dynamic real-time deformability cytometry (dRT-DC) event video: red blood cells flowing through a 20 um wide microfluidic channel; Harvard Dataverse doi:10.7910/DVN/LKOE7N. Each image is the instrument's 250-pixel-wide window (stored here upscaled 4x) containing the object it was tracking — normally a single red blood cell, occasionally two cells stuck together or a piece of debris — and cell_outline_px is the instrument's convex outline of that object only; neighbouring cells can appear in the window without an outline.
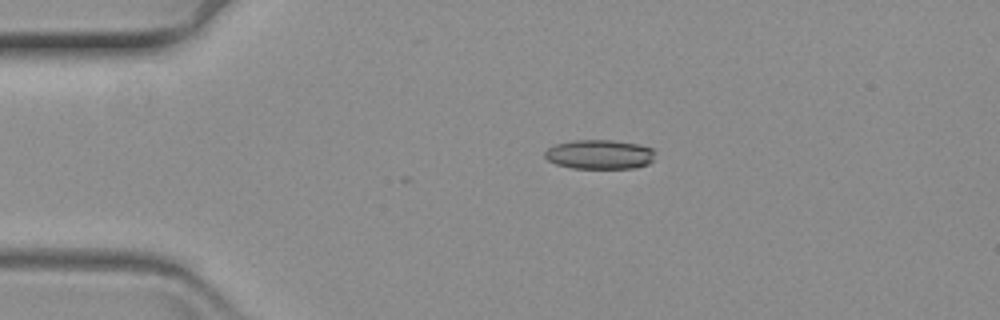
{"species": "common noctule bat (a hibernating species)", "species_latin": "Nyctalus noctula", "temperature_condition": "warm", "stored_images_in_passage": 31, "camera_frame_rate_fps": 3000, "um_per_image_px": 0.085, "animal": {"sex": "female", "body_mass_g": 19.3, "forearm_length_mm": 54.1}, "frame": {"image": 1, "passage_image": 1, "time_ms": 0.0, "image_size_px": [1000, 320], "cell_outline_px": [[656, 152], [652, 160], [648, 164], [636, 168], [572, 168], [556, 164], [548, 160], [544, 156], [544, 152], [548, 148], [556, 144], [572, 140], [612, 140], [636, 144], [652, 148]], "centroid_in_image_um": [50.96, 13.12], "position_along_channel_um": 34.0, "area_um2": 18.9}}
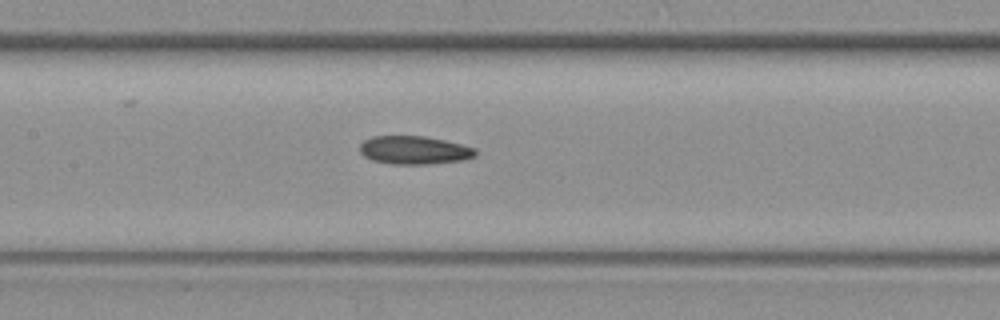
{"frame": {"image": 2, "passage_image": 17, "time_ms": 5.333, "image_size_px": [1000, 320], "cell_outline_px": [[476, 156], [464, 160], [428, 164], [392, 164], [372, 160], [364, 156], [360, 152], [360, 144], [364, 140], [372, 136], [424, 136], [444, 140], [476, 148]], "centroid_in_image_um": [35.21, 12.76], "position_along_channel_um": 172.2, "area_um2": 19.07}}
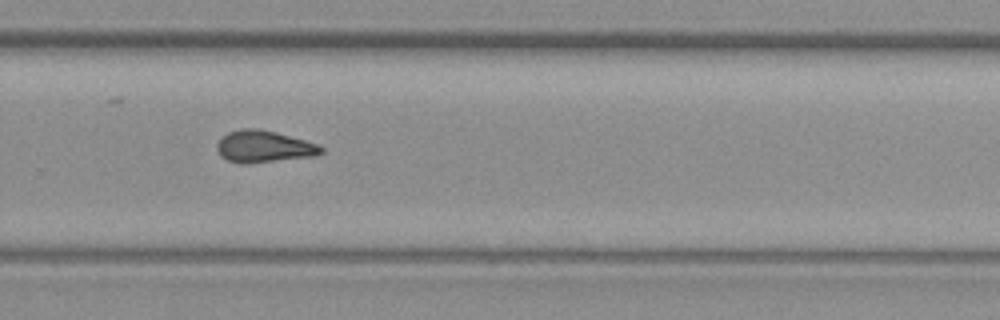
{"frame": {"image": 3, "passage_image": 29, "time_ms": 9.333, "image_size_px": [1000, 320], "cell_outline_px": [[324, 152], [316, 156], [248, 164], [240, 164], [228, 160], [220, 156], [216, 148], [216, 144], [228, 132], [240, 128], [256, 128], [276, 132], [320, 144], [324, 148]], "centroid_in_image_um": [22.45, 12.47], "position_along_channel_um": 307.3, "area_um2": 19.65}}